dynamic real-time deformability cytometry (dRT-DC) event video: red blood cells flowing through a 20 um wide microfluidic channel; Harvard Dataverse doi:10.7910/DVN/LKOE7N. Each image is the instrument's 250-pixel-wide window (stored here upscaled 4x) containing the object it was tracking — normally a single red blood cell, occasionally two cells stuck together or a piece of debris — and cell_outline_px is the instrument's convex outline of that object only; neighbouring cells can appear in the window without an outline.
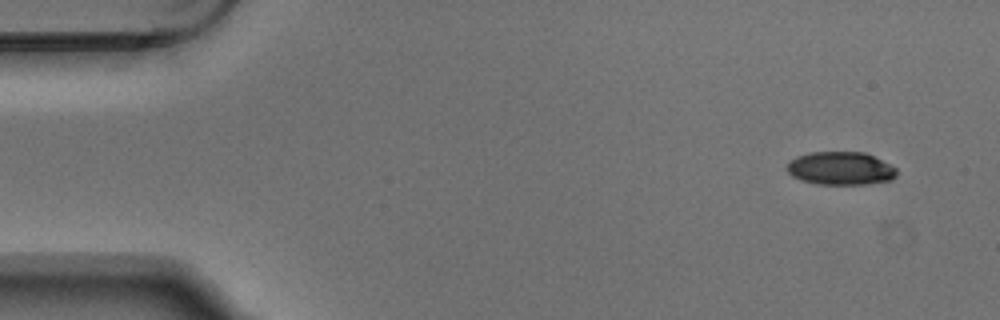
{"species": "Egyptian fruit bat (a non-hibernating species)", "species_latin": "Rousettus aegyptiacus", "temperature_condition": "warm", "stored_images_in_passage": 5, "camera_frame_rate_fps": 3000, "um_per_image_px": 0.085, "animal": {"sex": "male"}, "frame": {"image": 1, "passage_image": 1, "time_ms": 0.0, "image_size_px": [1000, 320], "cell_outline_px": [[896, 176], [892, 180], [864, 184], [816, 184], [792, 176], [788, 172], [788, 164], [796, 156], [808, 152], [864, 152], [896, 168]], "centroid_in_image_um": [71.45, 14.31], "position_along_channel_um": 13.6, "area_um2": 20.92}}
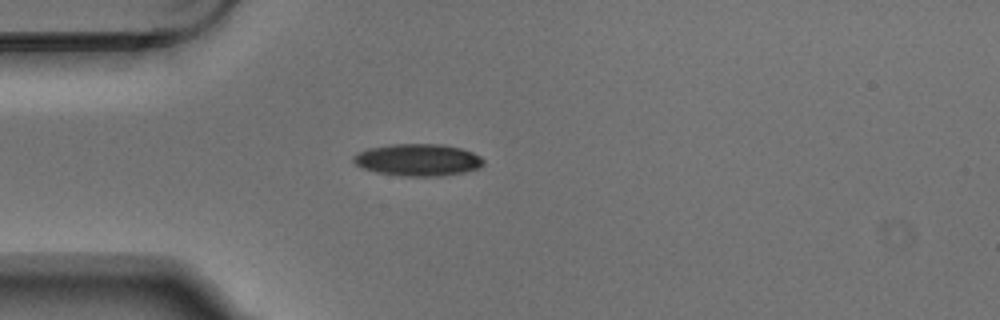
{"frame": {"image": 2, "passage_image": 4, "time_ms": 1.0, "image_size_px": [1000, 320], "cell_outline_px": [[484, 164], [480, 168], [464, 172], [440, 176], [400, 176], [376, 172], [364, 168], [356, 164], [352, 160], [352, 156], [368, 148], [392, 144], [444, 144], [460, 148], [472, 152], [480, 156], [484, 160]], "centroid_in_image_um": [35.54, 13.59], "position_along_channel_um": 49.5, "area_um2": 24.33}}